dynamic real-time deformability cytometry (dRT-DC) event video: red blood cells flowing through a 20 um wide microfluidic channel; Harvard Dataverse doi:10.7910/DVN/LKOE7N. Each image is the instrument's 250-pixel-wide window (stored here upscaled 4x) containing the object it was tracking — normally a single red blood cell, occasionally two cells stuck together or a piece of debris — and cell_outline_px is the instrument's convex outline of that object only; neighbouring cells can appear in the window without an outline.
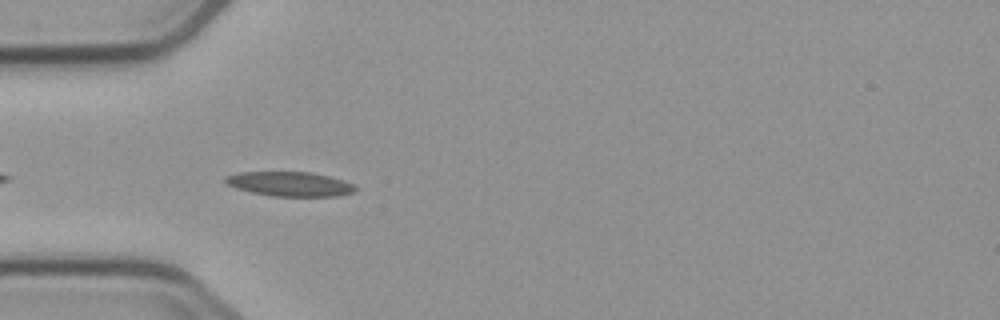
{"species": "common noctule bat (a hibernating species)", "species_latin": "Nyctalus noctula", "temperature_condition": "cold", "stored_images_in_passage": 4, "camera_frame_rate_fps": 3000, "um_per_image_px": 0.085, "animal": {"sex": "male", "body_mass_g": 23.1, "forearm_length_mm": 52.7}, "frame": {"image": 1, "passage_image": 4, "time_ms": 3.667, "image_size_px": [1000, 320], "cell_outline_px": [[356, 188], [352, 192], [340, 196], [272, 196], [252, 192], [236, 188], [228, 184], [224, 180], [224, 176], [240, 172], [308, 172], [328, 176], [344, 180], [352, 184]], "centroid_in_image_um": [24.62, 15.64], "position_along_channel_um": 60.4, "area_um2": 18.38}}